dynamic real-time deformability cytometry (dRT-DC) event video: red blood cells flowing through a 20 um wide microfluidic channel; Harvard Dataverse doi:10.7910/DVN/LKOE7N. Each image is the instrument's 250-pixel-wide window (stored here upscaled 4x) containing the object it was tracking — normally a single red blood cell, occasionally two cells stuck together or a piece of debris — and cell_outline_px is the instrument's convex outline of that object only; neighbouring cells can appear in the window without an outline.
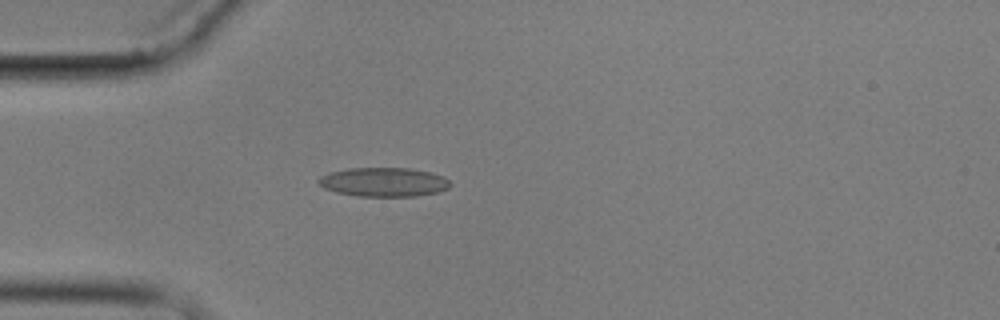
{"species": "common noctule bat (a hibernating species)", "species_latin": "Nyctalus noctula", "temperature_condition": "cold", "stored_images_in_passage": 4, "camera_frame_rate_fps": 3000, "um_per_image_px": 0.085, "animal": {"sex": "male", "body_mass_g": 17.9}, "frame": {"image": 1, "passage_image": 3, "time_ms": 3.333, "image_size_px": [1000, 320], "cell_outline_px": [[452, 184], [448, 188], [440, 192], [416, 196], [356, 196], [336, 192], [324, 188], [316, 184], [316, 180], [320, 176], [328, 172], [348, 168], [408, 168], [432, 172], [444, 176]], "centroid_in_image_um": [32.6, 15.47], "position_along_channel_um": 52.4, "area_um2": 22.66}}